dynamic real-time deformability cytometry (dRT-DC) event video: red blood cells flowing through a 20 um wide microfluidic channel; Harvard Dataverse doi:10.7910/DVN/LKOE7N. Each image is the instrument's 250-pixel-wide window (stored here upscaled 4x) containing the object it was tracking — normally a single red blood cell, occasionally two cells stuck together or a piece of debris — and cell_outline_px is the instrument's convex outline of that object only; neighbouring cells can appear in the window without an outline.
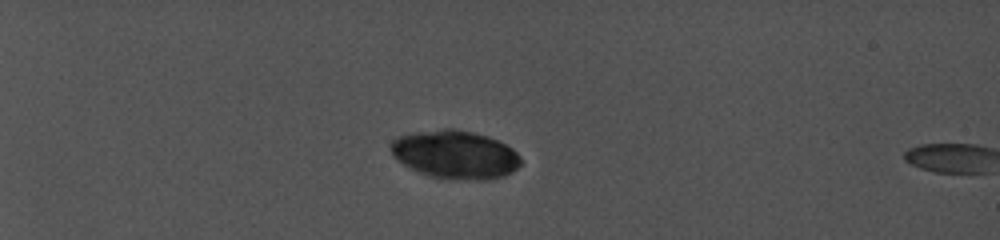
{"species": "common noctule bat (a hibernating species)", "species_latin": "Nyctalus noctula", "temperature_condition": "cold", "stored_images_in_passage": 8, "camera_frame_rate_fps": 5000, "um_per_image_px": 0.085, "animal": {"sex": "female", "body_mass_g": 19.0, "forearm_length_mm": 56.7}, "frame": {"image": 1, "passage_image": 1, "time_ms": 0.0, "image_size_px": [1000, 240], "cell_outline_px": [[980, 148], [968, 172], [940, 172], [924, 168], [908, 160], [904, 156], [908, 152], [916, 148], [932, 144], [960, 144]], "centroid_in_image_um": [80.25, 13.37], "position_along_channel_um": 4.8, "area_um2": 11.62}}